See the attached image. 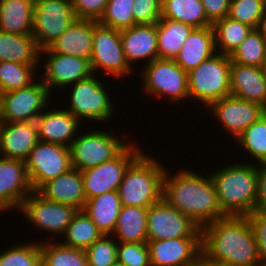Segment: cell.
Masks as SVG:
<instances>
[{
	"mask_svg": "<svg viewBox=\"0 0 266 266\" xmlns=\"http://www.w3.org/2000/svg\"><path fill=\"white\" fill-rule=\"evenodd\" d=\"M209 113L212 112L218 124L228 134L237 138L252 123L258 121L265 113L266 108L258 103L250 102L236 96L230 95L209 106Z\"/></svg>",
	"mask_w": 266,
	"mask_h": 266,
	"instance_id": "obj_17",
	"label": "cell"
},
{
	"mask_svg": "<svg viewBox=\"0 0 266 266\" xmlns=\"http://www.w3.org/2000/svg\"><path fill=\"white\" fill-rule=\"evenodd\" d=\"M47 109L36 119L38 140L70 147L83 121L80 122L65 108Z\"/></svg>",
	"mask_w": 266,
	"mask_h": 266,
	"instance_id": "obj_20",
	"label": "cell"
},
{
	"mask_svg": "<svg viewBox=\"0 0 266 266\" xmlns=\"http://www.w3.org/2000/svg\"><path fill=\"white\" fill-rule=\"evenodd\" d=\"M181 169L175 175L166 169L163 200L188 216L201 229L211 222L226 217L219 207L210 173L206 176L187 168Z\"/></svg>",
	"mask_w": 266,
	"mask_h": 266,
	"instance_id": "obj_2",
	"label": "cell"
},
{
	"mask_svg": "<svg viewBox=\"0 0 266 266\" xmlns=\"http://www.w3.org/2000/svg\"><path fill=\"white\" fill-rule=\"evenodd\" d=\"M110 266H123V265H121L120 263L116 262L115 264L110 265Z\"/></svg>",
	"mask_w": 266,
	"mask_h": 266,
	"instance_id": "obj_53",
	"label": "cell"
},
{
	"mask_svg": "<svg viewBox=\"0 0 266 266\" xmlns=\"http://www.w3.org/2000/svg\"><path fill=\"white\" fill-rule=\"evenodd\" d=\"M94 20L76 18L69 28L40 53H58L91 60Z\"/></svg>",
	"mask_w": 266,
	"mask_h": 266,
	"instance_id": "obj_23",
	"label": "cell"
},
{
	"mask_svg": "<svg viewBox=\"0 0 266 266\" xmlns=\"http://www.w3.org/2000/svg\"><path fill=\"white\" fill-rule=\"evenodd\" d=\"M78 209L71 205L53 202L33 191L21 204L19 211L36 229L51 236L65 233ZM61 236V237H60Z\"/></svg>",
	"mask_w": 266,
	"mask_h": 266,
	"instance_id": "obj_14",
	"label": "cell"
},
{
	"mask_svg": "<svg viewBox=\"0 0 266 266\" xmlns=\"http://www.w3.org/2000/svg\"><path fill=\"white\" fill-rule=\"evenodd\" d=\"M43 198L83 210L86 203L81 171L71 168L44 183L37 191Z\"/></svg>",
	"mask_w": 266,
	"mask_h": 266,
	"instance_id": "obj_25",
	"label": "cell"
},
{
	"mask_svg": "<svg viewBox=\"0 0 266 266\" xmlns=\"http://www.w3.org/2000/svg\"><path fill=\"white\" fill-rule=\"evenodd\" d=\"M259 266H266V262H260Z\"/></svg>",
	"mask_w": 266,
	"mask_h": 266,
	"instance_id": "obj_54",
	"label": "cell"
},
{
	"mask_svg": "<svg viewBox=\"0 0 266 266\" xmlns=\"http://www.w3.org/2000/svg\"><path fill=\"white\" fill-rule=\"evenodd\" d=\"M257 243L260 262H266V214L254 211L247 215Z\"/></svg>",
	"mask_w": 266,
	"mask_h": 266,
	"instance_id": "obj_46",
	"label": "cell"
},
{
	"mask_svg": "<svg viewBox=\"0 0 266 266\" xmlns=\"http://www.w3.org/2000/svg\"><path fill=\"white\" fill-rule=\"evenodd\" d=\"M141 79L143 92L150 97L180 103L189 99L188 72L184 71L174 59L156 58L142 66Z\"/></svg>",
	"mask_w": 266,
	"mask_h": 266,
	"instance_id": "obj_6",
	"label": "cell"
},
{
	"mask_svg": "<svg viewBox=\"0 0 266 266\" xmlns=\"http://www.w3.org/2000/svg\"><path fill=\"white\" fill-rule=\"evenodd\" d=\"M161 15L193 28L212 26L207 19L201 0H162Z\"/></svg>",
	"mask_w": 266,
	"mask_h": 266,
	"instance_id": "obj_32",
	"label": "cell"
},
{
	"mask_svg": "<svg viewBox=\"0 0 266 266\" xmlns=\"http://www.w3.org/2000/svg\"><path fill=\"white\" fill-rule=\"evenodd\" d=\"M34 0H0V31L32 35Z\"/></svg>",
	"mask_w": 266,
	"mask_h": 266,
	"instance_id": "obj_27",
	"label": "cell"
},
{
	"mask_svg": "<svg viewBox=\"0 0 266 266\" xmlns=\"http://www.w3.org/2000/svg\"><path fill=\"white\" fill-rule=\"evenodd\" d=\"M137 144L130 141L112 160L81 171L86 200L118 190L125 170L143 152Z\"/></svg>",
	"mask_w": 266,
	"mask_h": 266,
	"instance_id": "obj_12",
	"label": "cell"
},
{
	"mask_svg": "<svg viewBox=\"0 0 266 266\" xmlns=\"http://www.w3.org/2000/svg\"><path fill=\"white\" fill-rule=\"evenodd\" d=\"M204 266H232L229 264L213 261V260H199Z\"/></svg>",
	"mask_w": 266,
	"mask_h": 266,
	"instance_id": "obj_50",
	"label": "cell"
},
{
	"mask_svg": "<svg viewBox=\"0 0 266 266\" xmlns=\"http://www.w3.org/2000/svg\"><path fill=\"white\" fill-rule=\"evenodd\" d=\"M75 19L71 0H34L32 36L38 48H48Z\"/></svg>",
	"mask_w": 266,
	"mask_h": 266,
	"instance_id": "obj_9",
	"label": "cell"
},
{
	"mask_svg": "<svg viewBox=\"0 0 266 266\" xmlns=\"http://www.w3.org/2000/svg\"><path fill=\"white\" fill-rule=\"evenodd\" d=\"M237 145L244 149L250 158H254L258 165H266V113L252 123L236 139Z\"/></svg>",
	"mask_w": 266,
	"mask_h": 266,
	"instance_id": "obj_37",
	"label": "cell"
},
{
	"mask_svg": "<svg viewBox=\"0 0 266 266\" xmlns=\"http://www.w3.org/2000/svg\"><path fill=\"white\" fill-rule=\"evenodd\" d=\"M255 211L266 214V165H258Z\"/></svg>",
	"mask_w": 266,
	"mask_h": 266,
	"instance_id": "obj_48",
	"label": "cell"
},
{
	"mask_svg": "<svg viewBox=\"0 0 266 266\" xmlns=\"http://www.w3.org/2000/svg\"><path fill=\"white\" fill-rule=\"evenodd\" d=\"M262 70L265 72L266 74V53H265V57H264V60H263V63H262V66H261Z\"/></svg>",
	"mask_w": 266,
	"mask_h": 266,
	"instance_id": "obj_51",
	"label": "cell"
},
{
	"mask_svg": "<svg viewBox=\"0 0 266 266\" xmlns=\"http://www.w3.org/2000/svg\"><path fill=\"white\" fill-rule=\"evenodd\" d=\"M63 236L64 239L59 240L61 244L85 250L101 238L103 234L83 210H78L62 238Z\"/></svg>",
	"mask_w": 266,
	"mask_h": 266,
	"instance_id": "obj_34",
	"label": "cell"
},
{
	"mask_svg": "<svg viewBox=\"0 0 266 266\" xmlns=\"http://www.w3.org/2000/svg\"><path fill=\"white\" fill-rule=\"evenodd\" d=\"M40 81V82H38ZM41 79L30 86L0 94V121H36L38 116L51 105L52 97ZM48 104V105H47Z\"/></svg>",
	"mask_w": 266,
	"mask_h": 266,
	"instance_id": "obj_11",
	"label": "cell"
},
{
	"mask_svg": "<svg viewBox=\"0 0 266 266\" xmlns=\"http://www.w3.org/2000/svg\"><path fill=\"white\" fill-rule=\"evenodd\" d=\"M257 30L260 32L261 36L266 41V11L263 16L260 18Z\"/></svg>",
	"mask_w": 266,
	"mask_h": 266,
	"instance_id": "obj_49",
	"label": "cell"
},
{
	"mask_svg": "<svg viewBox=\"0 0 266 266\" xmlns=\"http://www.w3.org/2000/svg\"><path fill=\"white\" fill-rule=\"evenodd\" d=\"M121 209L117 191L86 200L83 211L103 235H112Z\"/></svg>",
	"mask_w": 266,
	"mask_h": 266,
	"instance_id": "obj_28",
	"label": "cell"
},
{
	"mask_svg": "<svg viewBox=\"0 0 266 266\" xmlns=\"http://www.w3.org/2000/svg\"><path fill=\"white\" fill-rule=\"evenodd\" d=\"M101 75L93 74L91 77L78 81L71 85L69 111L80 122L82 120L89 122L96 121L105 123L113 119L115 110L113 101L105 87V82L99 79ZM104 83V84H103Z\"/></svg>",
	"mask_w": 266,
	"mask_h": 266,
	"instance_id": "obj_7",
	"label": "cell"
},
{
	"mask_svg": "<svg viewBox=\"0 0 266 266\" xmlns=\"http://www.w3.org/2000/svg\"><path fill=\"white\" fill-rule=\"evenodd\" d=\"M116 256L123 266H151L147 242H118Z\"/></svg>",
	"mask_w": 266,
	"mask_h": 266,
	"instance_id": "obj_43",
	"label": "cell"
},
{
	"mask_svg": "<svg viewBox=\"0 0 266 266\" xmlns=\"http://www.w3.org/2000/svg\"><path fill=\"white\" fill-rule=\"evenodd\" d=\"M40 262V241L20 242L0 253V266H38Z\"/></svg>",
	"mask_w": 266,
	"mask_h": 266,
	"instance_id": "obj_39",
	"label": "cell"
},
{
	"mask_svg": "<svg viewBox=\"0 0 266 266\" xmlns=\"http://www.w3.org/2000/svg\"><path fill=\"white\" fill-rule=\"evenodd\" d=\"M162 0H134L133 16L135 24H156L162 18Z\"/></svg>",
	"mask_w": 266,
	"mask_h": 266,
	"instance_id": "obj_44",
	"label": "cell"
},
{
	"mask_svg": "<svg viewBox=\"0 0 266 266\" xmlns=\"http://www.w3.org/2000/svg\"><path fill=\"white\" fill-rule=\"evenodd\" d=\"M41 64L40 49L32 35H17L0 31V62Z\"/></svg>",
	"mask_w": 266,
	"mask_h": 266,
	"instance_id": "obj_29",
	"label": "cell"
},
{
	"mask_svg": "<svg viewBox=\"0 0 266 266\" xmlns=\"http://www.w3.org/2000/svg\"><path fill=\"white\" fill-rule=\"evenodd\" d=\"M76 18L99 21L108 0H71Z\"/></svg>",
	"mask_w": 266,
	"mask_h": 266,
	"instance_id": "obj_45",
	"label": "cell"
},
{
	"mask_svg": "<svg viewBox=\"0 0 266 266\" xmlns=\"http://www.w3.org/2000/svg\"><path fill=\"white\" fill-rule=\"evenodd\" d=\"M193 266H204L200 261H198L195 265Z\"/></svg>",
	"mask_w": 266,
	"mask_h": 266,
	"instance_id": "obj_52",
	"label": "cell"
},
{
	"mask_svg": "<svg viewBox=\"0 0 266 266\" xmlns=\"http://www.w3.org/2000/svg\"><path fill=\"white\" fill-rule=\"evenodd\" d=\"M112 235H103L85 249L88 266H110L117 262L118 241Z\"/></svg>",
	"mask_w": 266,
	"mask_h": 266,
	"instance_id": "obj_42",
	"label": "cell"
},
{
	"mask_svg": "<svg viewBox=\"0 0 266 266\" xmlns=\"http://www.w3.org/2000/svg\"><path fill=\"white\" fill-rule=\"evenodd\" d=\"M43 55L47 59H44ZM40 59H42L40 62L45 60L43 63L44 73L40 77L51 94L54 92V88L68 89L66 86L87 79L94 74L90 60L80 57L58 53H40Z\"/></svg>",
	"mask_w": 266,
	"mask_h": 266,
	"instance_id": "obj_16",
	"label": "cell"
},
{
	"mask_svg": "<svg viewBox=\"0 0 266 266\" xmlns=\"http://www.w3.org/2000/svg\"><path fill=\"white\" fill-rule=\"evenodd\" d=\"M258 164L235 162L210 174L219 207L226 216H247L255 211Z\"/></svg>",
	"mask_w": 266,
	"mask_h": 266,
	"instance_id": "obj_3",
	"label": "cell"
},
{
	"mask_svg": "<svg viewBox=\"0 0 266 266\" xmlns=\"http://www.w3.org/2000/svg\"><path fill=\"white\" fill-rule=\"evenodd\" d=\"M231 95L266 108V74L261 67L231 62Z\"/></svg>",
	"mask_w": 266,
	"mask_h": 266,
	"instance_id": "obj_24",
	"label": "cell"
},
{
	"mask_svg": "<svg viewBox=\"0 0 266 266\" xmlns=\"http://www.w3.org/2000/svg\"><path fill=\"white\" fill-rule=\"evenodd\" d=\"M46 241V242H45ZM40 242L41 261L47 266H88L85 250L68 247L60 241Z\"/></svg>",
	"mask_w": 266,
	"mask_h": 266,
	"instance_id": "obj_36",
	"label": "cell"
},
{
	"mask_svg": "<svg viewBox=\"0 0 266 266\" xmlns=\"http://www.w3.org/2000/svg\"><path fill=\"white\" fill-rule=\"evenodd\" d=\"M265 11L266 0H231L228 17L257 29Z\"/></svg>",
	"mask_w": 266,
	"mask_h": 266,
	"instance_id": "obj_41",
	"label": "cell"
},
{
	"mask_svg": "<svg viewBox=\"0 0 266 266\" xmlns=\"http://www.w3.org/2000/svg\"><path fill=\"white\" fill-rule=\"evenodd\" d=\"M200 260L259 266L257 243L247 216H226L201 229Z\"/></svg>",
	"mask_w": 266,
	"mask_h": 266,
	"instance_id": "obj_1",
	"label": "cell"
},
{
	"mask_svg": "<svg viewBox=\"0 0 266 266\" xmlns=\"http://www.w3.org/2000/svg\"><path fill=\"white\" fill-rule=\"evenodd\" d=\"M38 266H47V265H45L42 261L39 263V265Z\"/></svg>",
	"mask_w": 266,
	"mask_h": 266,
	"instance_id": "obj_55",
	"label": "cell"
},
{
	"mask_svg": "<svg viewBox=\"0 0 266 266\" xmlns=\"http://www.w3.org/2000/svg\"><path fill=\"white\" fill-rule=\"evenodd\" d=\"M123 51L129 66L140 60L146 64L158 58L156 24H136L131 28L120 30Z\"/></svg>",
	"mask_w": 266,
	"mask_h": 266,
	"instance_id": "obj_22",
	"label": "cell"
},
{
	"mask_svg": "<svg viewBox=\"0 0 266 266\" xmlns=\"http://www.w3.org/2000/svg\"><path fill=\"white\" fill-rule=\"evenodd\" d=\"M146 222L147 241L201 237V228L163 199L148 208Z\"/></svg>",
	"mask_w": 266,
	"mask_h": 266,
	"instance_id": "obj_15",
	"label": "cell"
},
{
	"mask_svg": "<svg viewBox=\"0 0 266 266\" xmlns=\"http://www.w3.org/2000/svg\"><path fill=\"white\" fill-rule=\"evenodd\" d=\"M91 67L94 74L105 72L111 77L122 78L134 73L125 57L120 30L94 21L93 50L91 54Z\"/></svg>",
	"mask_w": 266,
	"mask_h": 266,
	"instance_id": "obj_10",
	"label": "cell"
},
{
	"mask_svg": "<svg viewBox=\"0 0 266 266\" xmlns=\"http://www.w3.org/2000/svg\"><path fill=\"white\" fill-rule=\"evenodd\" d=\"M266 53V41L257 29H252L246 39L230 55L231 62L261 67Z\"/></svg>",
	"mask_w": 266,
	"mask_h": 266,
	"instance_id": "obj_38",
	"label": "cell"
},
{
	"mask_svg": "<svg viewBox=\"0 0 266 266\" xmlns=\"http://www.w3.org/2000/svg\"><path fill=\"white\" fill-rule=\"evenodd\" d=\"M230 67V56L216 52L198 67L189 71L190 100L195 99L208 108L213 102L230 96Z\"/></svg>",
	"mask_w": 266,
	"mask_h": 266,
	"instance_id": "obj_5",
	"label": "cell"
},
{
	"mask_svg": "<svg viewBox=\"0 0 266 266\" xmlns=\"http://www.w3.org/2000/svg\"><path fill=\"white\" fill-rule=\"evenodd\" d=\"M134 0H108L99 23L113 29L123 30L136 25L133 16Z\"/></svg>",
	"mask_w": 266,
	"mask_h": 266,
	"instance_id": "obj_40",
	"label": "cell"
},
{
	"mask_svg": "<svg viewBox=\"0 0 266 266\" xmlns=\"http://www.w3.org/2000/svg\"><path fill=\"white\" fill-rule=\"evenodd\" d=\"M32 192L25 161L0 157V213L19 210Z\"/></svg>",
	"mask_w": 266,
	"mask_h": 266,
	"instance_id": "obj_18",
	"label": "cell"
},
{
	"mask_svg": "<svg viewBox=\"0 0 266 266\" xmlns=\"http://www.w3.org/2000/svg\"><path fill=\"white\" fill-rule=\"evenodd\" d=\"M215 53L213 27L195 28L174 60L184 71L189 72Z\"/></svg>",
	"mask_w": 266,
	"mask_h": 266,
	"instance_id": "obj_26",
	"label": "cell"
},
{
	"mask_svg": "<svg viewBox=\"0 0 266 266\" xmlns=\"http://www.w3.org/2000/svg\"><path fill=\"white\" fill-rule=\"evenodd\" d=\"M33 191L72 168L69 147L38 141L25 160Z\"/></svg>",
	"mask_w": 266,
	"mask_h": 266,
	"instance_id": "obj_13",
	"label": "cell"
},
{
	"mask_svg": "<svg viewBox=\"0 0 266 266\" xmlns=\"http://www.w3.org/2000/svg\"><path fill=\"white\" fill-rule=\"evenodd\" d=\"M231 0H201L207 19L213 24L215 21L229 15Z\"/></svg>",
	"mask_w": 266,
	"mask_h": 266,
	"instance_id": "obj_47",
	"label": "cell"
},
{
	"mask_svg": "<svg viewBox=\"0 0 266 266\" xmlns=\"http://www.w3.org/2000/svg\"><path fill=\"white\" fill-rule=\"evenodd\" d=\"M143 151L125 170L118 187L121 206L149 208L163 199L166 168Z\"/></svg>",
	"mask_w": 266,
	"mask_h": 266,
	"instance_id": "obj_4",
	"label": "cell"
},
{
	"mask_svg": "<svg viewBox=\"0 0 266 266\" xmlns=\"http://www.w3.org/2000/svg\"><path fill=\"white\" fill-rule=\"evenodd\" d=\"M151 266H193L201 256V237L147 241Z\"/></svg>",
	"mask_w": 266,
	"mask_h": 266,
	"instance_id": "obj_19",
	"label": "cell"
},
{
	"mask_svg": "<svg viewBox=\"0 0 266 266\" xmlns=\"http://www.w3.org/2000/svg\"><path fill=\"white\" fill-rule=\"evenodd\" d=\"M122 140L102 129L82 133L69 147L72 168L83 171L112 160L129 144Z\"/></svg>",
	"mask_w": 266,
	"mask_h": 266,
	"instance_id": "obj_8",
	"label": "cell"
},
{
	"mask_svg": "<svg viewBox=\"0 0 266 266\" xmlns=\"http://www.w3.org/2000/svg\"><path fill=\"white\" fill-rule=\"evenodd\" d=\"M148 208L121 206L112 236L118 242H147Z\"/></svg>",
	"mask_w": 266,
	"mask_h": 266,
	"instance_id": "obj_30",
	"label": "cell"
},
{
	"mask_svg": "<svg viewBox=\"0 0 266 266\" xmlns=\"http://www.w3.org/2000/svg\"><path fill=\"white\" fill-rule=\"evenodd\" d=\"M214 30L215 50L230 56L253 29L247 24L224 17L212 24Z\"/></svg>",
	"mask_w": 266,
	"mask_h": 266,
	"instance_id": "obj_33",
	"label": "cell"
},
{
	"mask_svg": "<svg viewBox=\"0 0 266 266\" xmlns=\"http://www.w3.org/2000/svg\"><path fill=\"white\" fill-rule=\"evenodd\" d=\"M194 29L190 25L162 17L156 23L158 58L175 59Z\"/></svg>",
	"mask_w": 266,
	"mask_h": 266,
	"instance_id": "obj_31",
	"label": "cell"
},
{
	"mask_svg": "<svg viewBox=\"0 0 266 266\" xmlns=\"http://www.w3.org/2000/svg\"><path fill=\"white\" fill-rule=\"evenodd\" d=\"M40 66L41 64H20L12 61L0 62V94L30 86L39 79L36 77L38 76L36 72L40 71Z\"/></svg>",
	"mask_w": 266,
	"mask_h": 266,
	"instance_id": "obj_35",
	"label": "cell"
},
{
	"mask_svg": "<svg viewBox=\"0 0 266 266\" xmlns=\"http://www.w3.org/2000/svg\"><path fill=\"white\" fill-rule=\"evenodd\" d=\"M38 141L36 121H0V157L25 161Z\"/></svg>",
	"mask_w": 266,
	"mask_h": 266,
	"instance_id": "obj_21",
	"label": "cell"
}]
</instances>
